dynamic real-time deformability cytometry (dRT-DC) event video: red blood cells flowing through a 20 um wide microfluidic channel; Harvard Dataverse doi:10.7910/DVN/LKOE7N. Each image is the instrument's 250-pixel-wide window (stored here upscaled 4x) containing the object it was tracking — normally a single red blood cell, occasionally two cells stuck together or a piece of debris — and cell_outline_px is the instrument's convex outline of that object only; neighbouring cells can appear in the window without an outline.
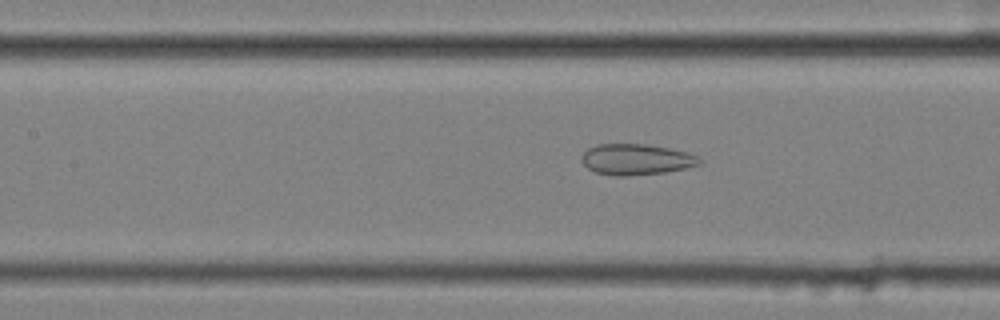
{"species": "common noctule bat (a hibernating species)", "species_latin": "Nyctalus noctula", "temperature_condition": "cold", "stored_images_in_passage": 57, "camera_frame_rate_fps": 3000, "um_per_image_px": 0.085, "animal": {"sex": "female", "body_mass_g": 25.1}, "frame": {"image": 1, "passage_image": 26, "time_ms": 8.333, "image_size_px": [1000, 320], "cell_outline_px": [[700, 164], [684, 168], [664, 172], [624, 176], [616, 176], [596, 172], [588, 168], [580, 160], [580, 156], [588, 148], [596, 144], [648, 144], [668, 148], [684, 152], [696, 156], [700, 160]], "centroid_in_image_um": [54.0, 13.54], "position_along_channel_um": 153.4, "area_um2": 20.98}}
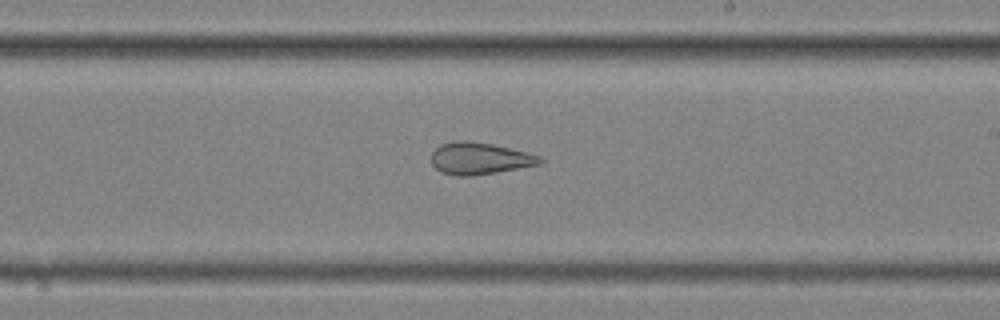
{"frame": {"image": 2, "passage_image": 34, "time_ms": 11.0, "image_size_px": [1000, 320], "cell_outline_px": [[544, 160], [540, 164], [496, 172], [472, 176], [456, 176], [440, 172], [432, 164], [432, 152], [440, 144], [456, 140], [464, 140], [492, 144], [528, 152], [540, 156]], "centroid_in_image_um": [40.75, 13.46], "position_along_channel_um": 248.2, "area_um2": 20.23}}
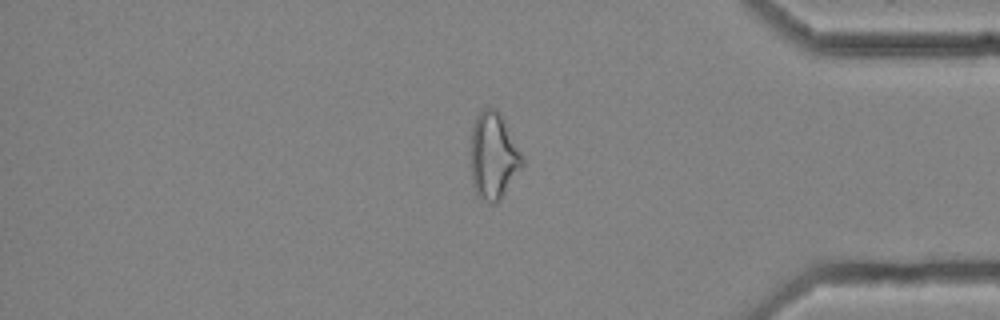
{"frame": {"image": 3, "passage_image": 48, "time_ms": 15.667, "image_size_px": [1000, 320], "cell_outline_px": [[524, 164], [500, 200], [492, 204], [488, 204], [480, 200], [476, 196], [472, 184], [472, 128], [476, 116], [484, 108], [496, 108], [500, 112], [524, 156]], "centroid_in_image_um": [41.96, 13.28], "position_along_channel_um": 393.2, "area_um2": 26.24}, "authors_computed_cell_mechanics": {"area_um2": 27.166, "velocity_mm_per_s": 3.5682, "shape_relaxation_time_tau1_ms": null, "shape_relaxation_time_tau2_ms": 2.0891, "deformation_change_tau1": null, "deformation_change_tau2": 0.0935}}